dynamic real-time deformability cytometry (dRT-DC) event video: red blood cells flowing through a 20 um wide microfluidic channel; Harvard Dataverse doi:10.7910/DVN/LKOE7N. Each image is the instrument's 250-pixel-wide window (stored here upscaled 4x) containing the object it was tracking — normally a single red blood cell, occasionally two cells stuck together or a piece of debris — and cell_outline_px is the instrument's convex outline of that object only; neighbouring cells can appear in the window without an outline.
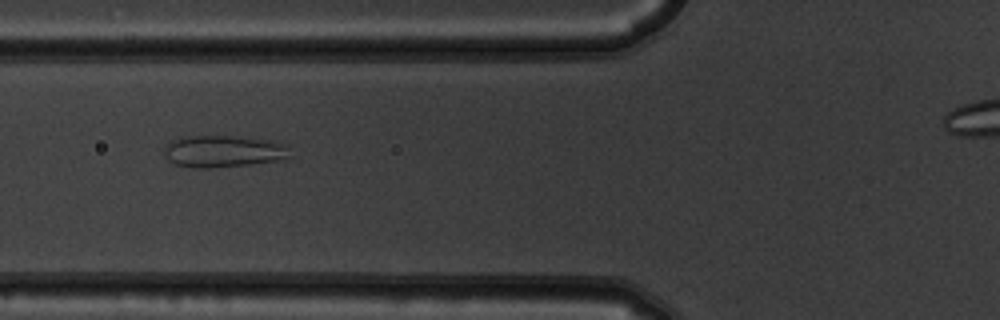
{"species": "common noctule bat (a hibernating species)", "species_latin": "Nyctalus noctula", "temperature_condition": "warm", "stored_images_in_passage": 7, "camera_frame_rate_fps": 3000, "um_per_image_px": 0.085, "animal": {"sex": "male", "body_mass_g": 19.5, "forearm_length_mm": 54.6}, "frame": {"image": 1, "passage_image": 6, "time_ms": 1.667, "image_size_px": [1000, 320], "cell_outline_px": [[292, 156], [284, 160], [248, 164], [208, 168], [192, 168], [176, 164], [168, 160], [164, 152], [164, 148], [172, 140], [180, 136], [232, 136], [268, 140], [288, 144]], "centroid_in_image_um": [19.02, 12.86], "position_along_channel_um": 106.8, "area_um2": 23.58}}